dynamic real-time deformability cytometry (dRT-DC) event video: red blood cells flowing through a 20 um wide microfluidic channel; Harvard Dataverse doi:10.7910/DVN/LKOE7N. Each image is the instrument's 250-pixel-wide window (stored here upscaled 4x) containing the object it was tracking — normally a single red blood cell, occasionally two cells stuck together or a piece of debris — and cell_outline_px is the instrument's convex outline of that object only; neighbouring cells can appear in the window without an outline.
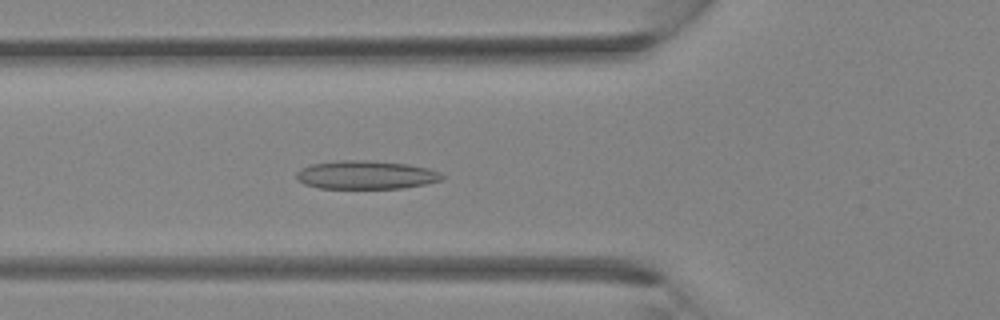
{"species": "Egyptian fruit bat (a non-hibernating species)", "species_latin": "Rousettus aegyptiacus", "temperature_condition": "room temperature", "stored_images_in_passage": 32, "camera_frame_rate_fps": 3000, "um_per_image_px": 0.085, "animal": {"sex": "female"}, "frame": {"image": 1, "passage_image": 8, "time_ms": 2.333, "image_size_px": [1000, 320], "cell_outline_px": [[444, 176], [440, 180], [424, 184], [404, 188], [320, 188], [304, 184], [296, 180], [296, 172], [300, 168], [312, 164], [336, 160], [368, 160], [408, 164], [428, 168], [440, 172]], "centroid_in_image_um": [31.06, 14.86], "position_along_channel_um": 94.7, "area_um2": 24.22}}
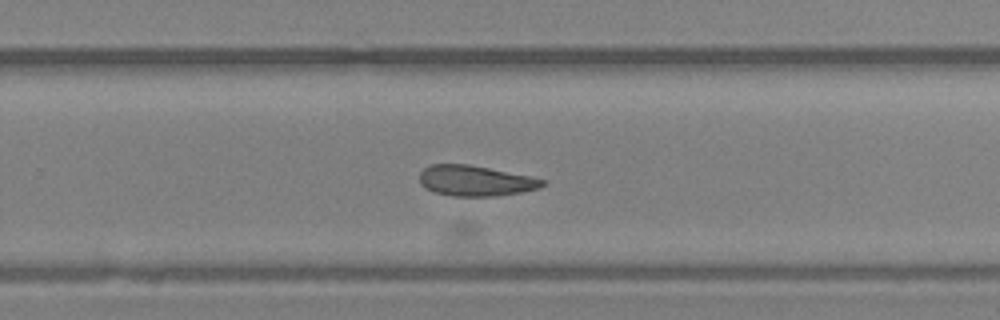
{"frame": {"image": 2, "passage_image": 19, "time_ms": 6.0, "image_size_px": [1000, 320], "cell_outline_px": [[544, 184], [540, 188], [520, 192], [496, 196], [452, 196], [436, 192], [424, 188], [420, 184], [420, 172], [424, 168], [432, 164], [468, 164], [528, 176], [544, 180]], "centroid_in_image_um": [40.36, 15.37], "position_along_channel_um": 289.4, "area_um2": 21.62}}
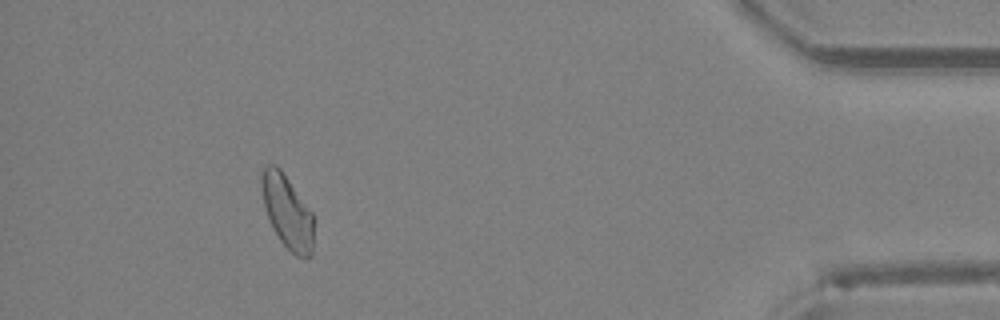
{"frame": {"image": 3, "passage_image": 29, "time_ms": 9.333, "image_size_px": [1000, 320], "cell_outline_px": [[312, 256], [296, 256], [280, 240], [272, 228], [264, 204], [260, 184], [260, 172], [264, 164], [276, 164], [280, 168], [312, 212]], "centroid_in_image_um": [24.37, 17.93], "position_along_channel_um": 410.8, "area_um2": 22.08}}